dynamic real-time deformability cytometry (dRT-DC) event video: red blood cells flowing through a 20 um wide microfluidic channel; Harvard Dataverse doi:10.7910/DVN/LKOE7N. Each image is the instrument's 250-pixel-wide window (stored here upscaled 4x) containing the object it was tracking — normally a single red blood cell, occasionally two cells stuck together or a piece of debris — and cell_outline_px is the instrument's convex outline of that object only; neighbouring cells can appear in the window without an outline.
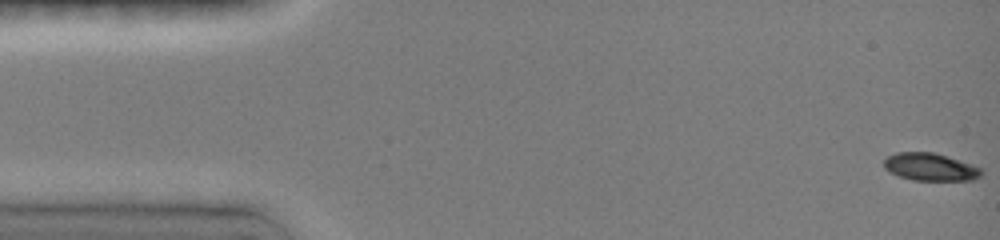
{"species": "common noctule bat (a hibernating species)", "species_latin": "Nyctalus noctula", "temperature_condition": "room temperature", "stored_images_in_passage": 13, "camera_frame_rate_fps": 3000, "um_per_image_px": 0.085, "animal": {"sex": "female", "body_mass_g": 19.0, "forearm_length_mm": 51.5}, "frame": {"image": 1, "passage_image": 1, "time_ms": 0.0, "image_size_px": [1000, 240], "cell_outline_px": [[984, 172], [980, 176], [972, 180], [912, 180], [888, 172], [884, 168], [884, 160], [888, 156], [896, 152], [932, 152], [948, 156], [980, 168]], "centroid_in_image_um": [79.04, 14.19], "position_along_channel_um": 6.0, "area_um2": 15.61}}
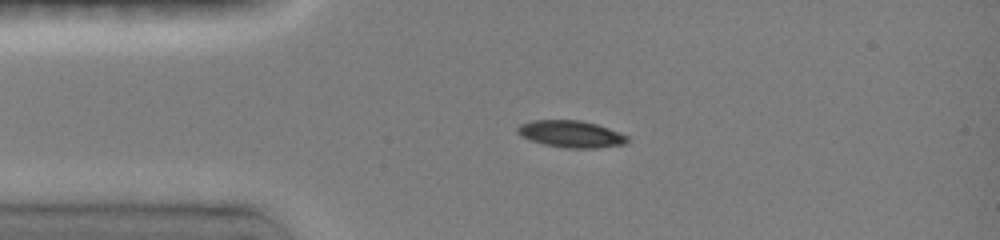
{"frame": {"image": 2, "passage_image": 6, "time_ms": 3.333, "image_size_px": [1000, 240], "cell_outline_px": [[628, 144], [596, 148], [564, 148], [544, 144], [520, 136], [516, 132], [516, 128], [520, 124], [532, 120], [580, 120], [596, 124], [620, 132], [628, 136]], "centroid_in_image_um": [48.54, 11.39], "position_along_channel_um": 36.5, "area_um2": 17.34}}
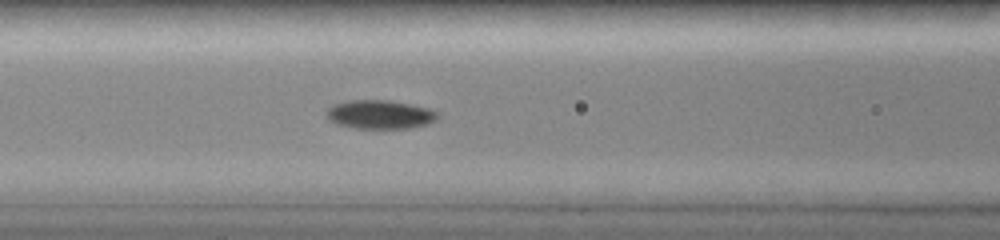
{"frame": {"image": 3, "passage_image": 10, "time_ms": 6.333, "image_size_px": [1000, 240], "cell_outline_px": [[440, 116], [436, 120], [428, 124], [408, 128], [356, 128], [336, 124], [328, 120], [328, 108], [336, 104], [352, 100], [384, 100], [408, 104], [428, 108], [440, 112]], "centroid_in_image_um": [32.34, 9.74], "position_along_channel_um": 134.3, "area_um2": 18.44}}